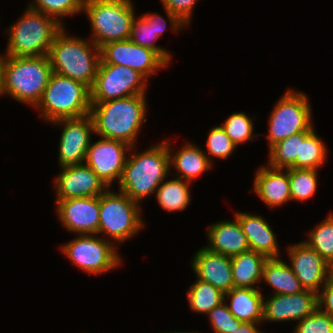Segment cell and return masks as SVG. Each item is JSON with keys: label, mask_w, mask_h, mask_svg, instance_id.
Here are the masks:
<instances>
[{"label": "cell", "mask_w": 333, "mask_h": 333, "mask_svg": "<svg viewBox=\"0 0 333 333\" xmlns=\"http://www.w3.org/2000/svg\"><path fill=\"white\" fill-rule=\"evenodd\" d=\"M58 129L60 139L58 142L57 163L59 168L83 164L86 159L88 147L95 136L94 123L90 114L69 119H59L50 123Z\"/></svg>", "instance_id": "obj_12"}, {"label": "cell", "mask_w": 333, "mask_h": 333, "mask_svg": "<svg viewBox=\"0 0 333 333\" xmlns=\"http://www.w3.org/2000/svg\"><path fill=\"white\" fill-rule=\"evenodd\" d=\"M53 180L55 200L100 196L109 188L85 163L61 167Z\"/></svg>", "instance_id": "obj_16"}, {"label": "cell", "mask_w": 333, "mask_h": 333, "mask_svg": "<svg viewBox=\"0 0 333 333\" xmlns=\"http://www.w3.org/2000/svg\"><path fill=\"white\" fill-rule=\"evenodd\" d=\"M52 71L93 87L101 61L100 48L88 37H76L64 27L47 54Z\"/></svg>", "instance_id": "obj_4"}, {"label": "cell", "mask_w": 333, "mask_h": 333, "mask_svg": "<svg viewBox=\"0 0 333 333\" xmlns=\"http://www.w3.org/2000/svg\"><path fill=\"white\" fill-rule=\"evenodd\" d=\"M25 11L5 28L7 45L0 56L47 55L56 35L64 28L55 18L26 5Z\"/></svg>", "instance_id": "obj_5"}, {"label": "cell", "mask_w": 333, "mask_h": 333, "mask_svg": "<svg viewBox=\"0 0 333 333\" xmlns=\"http://www.w3.org/2000/svg\"><path fill=\"white\" fill-rule=\"evenodd\" d=\"M148 94L132 95L103 102H91L90 115L95 135L136 146L147 122ZM137 142V143H136Z\"/></svg>", "instance_id": "obj_2"}, {"label": "cell", "mask_w": 333, "mask_h": 333, "mask_svg": "<svg viewBox=\"0 0 333 333\" xmlns=\"http://www.w3.org/2000/svg\"><path fill=\"white\" fill-rule=\"evenodd\" d=\"M263 295L260 289L236 288L225 293L224 303L242 323L263 322Z\"/></svg>", "instance_id": "obj_24"}, {"label": "cell", "mask_w": 333, "mask_h": 333, "mask_svg": "<svg viewBox=\"0 0 333 333\" xmlns=\"http://www.w3.org/2000/svg\"><path fill=\"white\" fill-rule=\"evenodd\" d=\"M133 0H84L83 12L89 23L88 38L101 47L111 41L129 39L136 7Z\"/></svg>", "instance_id": "obj_8"}, {"label": "cell", "mask_w": 333, "mask_h": 333, "mask_svg": "<svg viewBox=\"0 0 333 333\" xmlns=\"http://www.w3.org/2000/svg\"><path fill=\"white\" fill-rule=\"evenodd\" d=\"M293 328L292 333H333V317L317 308Z\"/></svg>", "instance_id": "obj_37"}, {"label": "cell", "mask_w": 333, "mask_h": 333, "mask_svg": "<svg viewBox=\"0 0 333 333\" xmlns=\"http://www.w3.org/2000/svg\"><path fill=\"white\" fill-rule=\"evenodd\" d=\"M59 248L71 264L92 276H100L123 266L121 251L98 234L76 235L61 243Z\"/></svg>", "instance_id": "obj_10"}, {"label": "cell", "mask_w": 333, "mask_h": 333, "mask_svg": "<svg viewBox=\"0 0 333 333\" xmlns=\"http://www.w3.org/2000/svg\"><path fill=\"white\" fill-rule=\"evenodd\" d=\"M261 324L257 323H241L232 333H267L260 328Z\"/></svg>", "instance_id": "obj_42"}, {"label": "cell", "mask_w": 333, "mask_h": 333, "mask_svg": "<svg viewBox=\"0 0 333 333\" xmlns=\"http://www.w3.org/2000/svg\"><path fill=\"white\" fill-rule=\"evenodd\" d=\"M285 248L287 261L302 288L318 294L332 267L303 241L288 244Z\"/></svg>", "instance_id": "obj_18"}, {"label": "cell", "mask_w": 333, "mask_h": 333, "mask_svg": "<svg viewBox=\"0 0 333 333\" xmlns=\"http://www.w3.org/2000/svg\"><path fill=\"white\" fill-rule=\"evenodd\" d=\"M47 124L90 114L91 91L83 83L52 72L43 96L34 108Z\"/></svg>", "instance_id": "obj_7"}, {"label": "cell", "mask_w": 333, "mask_h": 333, "mask_svg": "<svg viewBox=\"0 0 333 333\" xmlns=\"http://www.w3.org/2000/svg\"><path fill=\"white\" fill-rule=\"evenodd\" d=\"M318 308L333 317V268L323 288L317 294Z\"/></svg>", "instance_id": "obj_41"}, {"label": "cell", "mask_w": 333, "mask_h": 333, "mask_svg": "<svg viewBox=\"0 0 333 333\" xmlns=\"http://www.w3.org/2000/svg\"><path fill=\"white\" fill-rule=\"evenodd\" d=\"M318 308L317 294L303 290L297 294L263 295V324L301 321Z\"/></svg>", "instance_id": "obj_17"}, {"label": "cell", "mask_w": 333, "mask_h": 333, "mask_svg": "<svg viewBox=\"0 0 333 333\" xmlns=\"http://www.w3.org/2000/svg\"><path fill=\"white\" fill-rule=\"evenodd\" d=\"M253 193L261 200L268 209H279L288 202H292L288 168H270L261 164L255 171L253 178Z\"/></svg>", "instance_id": "obj_19"}, {"label": "cell", "mask_w": 333, "mask_h": 333, "mask_svg": "<svg viewBox=\"0 0 333 333\" xmlns=\"http://www.w3.org/2000/svg\"><path fill=\"white\" fill-rule=\"evenodd\" d=\"M319 171L314 169L288 168L292 202L306 203L318 191Z\"/></svg>", "instance_id": "obj_33"}, {"label": "cell", "mask_w": 333, "mask_h": 333, "mask_svg": "<svg viewBox=\"0 0 333 333\" xmlns=\"http://www.w3.org/2000/svg\"><path fill=\"white\" fill-rule=\"evenodd\" d=\"M142 206L123 192L108 188L100 195L98 235L117 248L129 242L147 226Z\"/></svg>", "instance_id": "obj_6"}, {"label": "cell", "mask_w": 333, "mask_h": 333, "mask_svg": "<svg viewBox=\"0 0 333 333\" xmlns=\"http://www.w3.org/2000/svg\"><path fill=\"white\" fill-rule=\"evenodd\" d=\"M232 220H219L206 229L207 250L234 257L250 250L247 238L236 216Z\"/></svg>", "instance_id": "obj_23"}, {"label": "cell", "mask_w": 333, "mask_h": 333, "mask_svg": "<svg viewBox=\"0 0 333 333\" xmlns=\"http://www.w3.org/2000/svg\"><path fill=\"white\" fill-rule=\"evenodd\" d=\"M189 263L197 279L210 283L224 294L234 288L231 257L201 247Z\"/></svg>", "instance_id": "obj_20"}, {"label": "cell", "mask_w": 333, "mask_h": 333, "mask_svg": "<svg viewBox=\"0 0 333 333\" xmlns=\"http://www.w3.org/2000/svg\"><path fill=\"white\" fill-rule=\"evenodd\" d=\"M300 133L279 141L268 150L267 163L270 168H296V156H299Z\"/></svg>", "instance_id": "obj_34"}, {"label": "cell", "mask_w": 333, "mask_h": 333, "mask_svg": "<svg viewBox=\"0 0 333 333\" xmlns=\"http://www.w3.org/2000/svg\"><path fill=\"white\" fill-rule=\"evenodd\" d=\"M187 303L190 311L199 315H206L224 302L225 294L210 283L195 279L186 290Z\"/></svg>", "instance_id": "obj_29"}, {"label": "cell", "mask_w": 333, "mask_h": 333, "mask_svg": "<svg viewBox=\"0 0 333 333\" xmlns=\"http://www.w3.org/2000/svg\"><path fill=\"white\" fill-rule=\"evenodd\" d=\"M166 178L157 188L155 199L162 210L173 213L189 208L192 195L191 183L173 176Z\"/></svg>", "instance_id": "obj_27"}, {"label": "cell", "mask_w": 333, "mask_h": 333, "mask_svg": "<svg viewBox=\"0 0 333 333\" xmlns=\"http://www.w3.org/2000/svg\"><path fill=\"white\" fill-rule=\"evenodd\" d=\"M131 146L123 141L99 137L88 147L85 164L110 188L119 183Z\"/></svg>", "instance_id": "obj_14"}, {"label": "cell", "mask_w": 333, "mask_h": 333, "mask_svg": "<svg viewBox=\"0 0 333 333\" xmlns=\"http://www.w3.org/2000/svg\"><path fill=\"white\" fill-rule=\"evenodd\" d=\"M306 92L288 88L276 101L267 119L268 133L265 135L267 148L304 131H313V109Z\"/></svg>", "instance_id": "obj_9"}, {"label": "cell", "mask_w": 333, "mask_h": 333, "mask_svg": "<svg viewBox=\"0 0 333 333\" xmlns=\"http://www.w3.org/2000/svg\"><path fill=\"white\" fill-rule=\"evenodd\" d=\"M302 240L333 268V213L330 211L324 220L316 223L305 233Z\"/></svg>", "instance_id": "obj_31"}, {"label": "cell", "mask_w": 333, "mask_h": 333, "mask_svg": "<svg viewBox=\"0 0 333 333\" xmlns=\"http://www.w3.org/2000/svg\"><path fill=\"white\" fill-rule=\"evenodd\" d=\"M233 214L241 225L251 251L262 254L268 259L282 257L278 237L265 216L242 210Z\"/></svg>", "instance_id": "obj_22"}, {"label": "cell", "mask_w": 333, "mask_h": 333, "mask_svg": "<svg viewBox=\"0 0 333 333\" xmlns=\"http://www.w3.org/2000/svg\"><path fill=\"white\" fill-rule=\"evenodd\" d=\"M206 137V148L203 151L212 165L215 164L214 159L226 160L237 151L238 146L218 124L210 128Z\"/></svg>", "instance_id": "obj_36"}, {"label": "cell", "mask_w": 333, "mask_h": 333, "mask_svg": "<svg viewBox=\"0 0 333 333\" xmlns=\"http://www.w3.org/2000/svg\"><path fill=\"white\" fill-rule=\"evenodd\" d=\"M256 119L255 115L251 117L245 111H236L231 113L220 126L230 139L240 147L250 141H255L260 136V133L254 131V128H256L254 121Z\"/></svg>", "instance_id": "obj_32"}, {"label": "cell", "mask_w": 333, "mask_h": 333, "mask_svg": "<svg viewBox=\"0 0 333 333\" xmlns=\"http://www.w3.org/2000/svg\"><path fill=\"white\" fill-rule=\"evenodd\" d=\"M2 96L35 108L52 74L47 55L0 56Z\"/></svg>", "instance_id": "obj_3"}, {"label": "cell", "mask_w": 333, "mask_h": 333, "mask_svg": "<svg viewBox=\"0 0 333 333\" xmlns=\"http://www.w3.org/2000/svg\"><path fill=\"white\" fill-rule=\"evenodd\" d=\"M271 288V294H297L303 291L299 279L293 273L290 264L283 258L267 259L263 268L262 280L259 289L263 293L264 284Z\"/></svg>", "instance_id": "obj_25"}, {"label": "cell", "mask_w": 333, "mask_h": 333, "mask_svg": "<svg viewBox=\"0 0 333 333\" xmlns=\"http://www.w3.org/2000/svg\"><path fill=\"white\" fill-rule=\"evenodd\" d=\"M199 0H160L163 9L177 16L185 25L190 27L194 8Z\"/></svg>", "instance_id": "obj_39"}, {"label": "cell", "mask_w": 333, "mask_h": 333, "mask_svg": "<svg viewBox=\"0 0 333 333\" xmlns=\"http://www.w3.org/2000/svg\"><path fill=\"white\" fill-rule=\"evenodd\" d=\"M59 224L75 235L98 234L100 196L54 200Z\"/></svg>", "instance_id": "obj_15"}, {"label": "cell", "mask_w": 333, "mask_h": 333, "mask_svg": "<svg viewBox=\"0 0 333 333\" xmlns=\"http://www.w3.org/2000/svg\"><path fill=\"white\" fill-rule=\"evenodd\" d=\"M150 82L127 66L100 61L91 91V102H103L132 95L147 94Z\"/></svg>", "instance_id": "obj_11"}, {"label": "cell", "mask_w": 333, "mask_h": 333, "mask_svg": "<svg viewBox=\"0 0 333 333\" xmlns=\"http://www.w3.org/2000/svg\"><path fill=\"white\" fill-rule=\"evenodd\" d=\"M101 61L123 65L138 71L148 81L169 65L153 50L133 43L129 39L111 41L100 47Z\"/></svg>", "instance_id": "obj_13"}, {"label": "cell", "mask_w": 333, "mask_h": 333, "mask_svg": "<svg viewBox=\"0 0 333 333\" xmlns=\"http://www.w3.org/2000/svg\"><path fill=\"white\" fill-rule=\"evenodd\" d=\"M162 333H165V332H162ZM166 333H199V332H195V331H179V332L174 331V332H172V331H170V332H166Z\"/></svg>", "instance_id": "obj_43"}, {"label": "cell", "mask_w": 333, "mask_h": 333, "mask_svg": "<svg viewBox=\"0 0 333 333\" xmlns=\"http://www.w3.org/2000/svg\"><path fill=\"white\" fill-rule=\"evenodd\" d=\"M267 259L251 250L231 257L234 287L259 289Z\"/></svg>", "instance_id": "obj_26"}, {"label": "cell", "mask_w": 333, "mask_h": 333, "mask_svg": "<svg viewBox=\"0 0 333 333\" xmlns=\"http://www.w3.org/2000/svg\"><path fill=\"white\" fill-rule=\"evenodd\" d=\"M327 147L316 128L313 131L300 132V149L299 156H296V169L320 170L321 167L324 168L329 157Z\"/></svg>", "instance_id": "obj_28"}, {"label": "cell", "mask_w": 333, "mask_h": 333, "mask_svg": "<svg viewBox=\"0 0 333 333\" xmlns=\"http://www.w3.org/2000/svg\"><path fill=\"white\" fill-rule=\"evenodd\" d=\"M83 4L84 0H29L27 6L55 18L66 27V17L83 15Z\"/></svg>", "instance_id": "obj_35"}, {"label": "cell", "mask_w": 333, "mask_h": 333, "mask_svg": "<svg viewBox=\"0 0 333 333\" xmlns=\"http://www.w3.org/2000/svg\"><path fill=\"white\" fill-rule=\"evenodd\" d=\"M206 316L214 333H232L242 323L233 316L224 302L214 307Z\"/></svg>", "instance_id": "obj_38"}, {"label": "cell", "mask_w": 333, "mask_h": 333, "mask_svg": "<svg viewBox=\"0 0 333 333\" xmlns=\"http://www.w3.org/2000/svg\"><path fill=\"white\" fill-rule=\"evenodd\" d=\"M166 17L162 16L157 12H153V29L155 30V35L159 38L164 36L166 30H170V32H174L175 34L180 30L182 31L188 28L177 16L173 15L167 9H164Z\"/></svg>", "instance_id": "obj_40"}, {"label": "cell", "mask_w": 333, "mask_h": 333, "mask_svg": "<svg viewBox=\"0 0 333 333\" xmlns=\"http://www.w3.org/2000/svg\"><path fill=\"white\" fill-rule=\"evenodd\" d=\"M160 39L153 29V13L146 12L135 17L130 30L129 40L137 45L155 51L169 66L172 63L173 53L164 46L158 45Z\"/></svg>", "instance_id": "obj_30"}, {"label": "cell", "mask_w": 333, "mask_h": 333, "mask_svg": "<svg viewBox=\"0 0 333 333\" xmlns=\"http://www.w3.org/2000/svg\"><path fill=\"white\" fill-rule=\"evenodd\" d=\"M166 139L167 148L170 156V176L183 179L191 184L198 177L212 171L214 166L209 162L203 148L187 140L177 150H174L172 140ZM175 169V170H174ZM175 171V173H173Z\"/></svg>", "instance_id": "obj_21"}, {"label": "cell", "mask_w": 333, "mask_h": 333, "mask_svg": "<svg viewBox=\"0 0 333 333\" xmlns=\"http://www.w3.org/2000/svg\"><path fill=\"white\" fill-rule=\"evenodd\" d=\"M2 96V91H1V69H0V97Z\"/></svg>", "instance_id": "obj_44"}, {"label": "cell", "mask_w": 333, "mask_h": 333, "mask_svg": "<svg viewBox=\"0 0 333 333\" xmlns=\"http://www.w3.org/2000/svg\"><path fill=\"white\" fill-rule=\"evenodd\" d=\"M131 146L117 190L132 200L144 203L155 197L159 185L170 176V156L166 138L144 150Z\"/></svg>", "instance_id": "obj_1"}]
</instances>
